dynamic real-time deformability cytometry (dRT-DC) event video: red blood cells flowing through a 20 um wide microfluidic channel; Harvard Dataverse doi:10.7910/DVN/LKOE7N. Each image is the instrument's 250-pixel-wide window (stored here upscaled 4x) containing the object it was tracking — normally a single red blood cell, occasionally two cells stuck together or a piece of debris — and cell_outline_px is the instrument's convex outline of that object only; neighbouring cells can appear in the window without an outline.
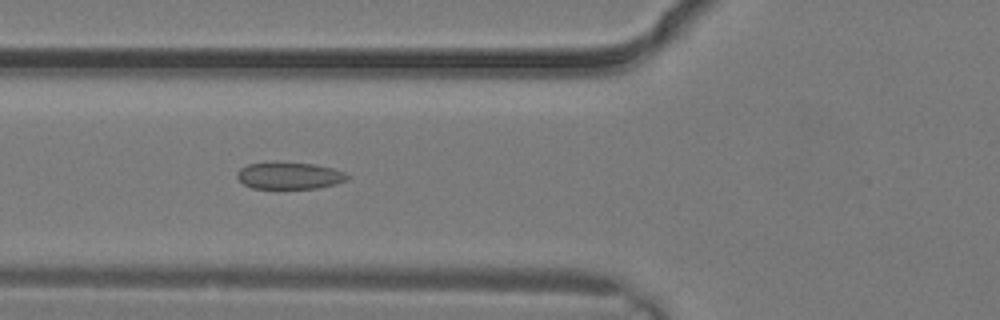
{"species": "common noctule bat (a hibernating species)", "species_latin": "Nyctalus noctula", "temperature_condition": "warm", "stored_images_in_passage": 3, "camera_frame_rate_fps": 3000, "um_per_image_px": 0.085, "animal": {"sex": "male", "body_mass_g": 19.2, "forearm_length_mm": 51.8}, "frame": {"image": 1, "passage_image": 3, "time_ms": 0.667, "image_size_px": [1000, 320], "cell_outline_px": [[352, 176], [348, 180], [336, 184], [316, 188], [252, 188], [244, 184], [236, 176], [236, 172], [240, 168], [248, 164], [276, 160], [316, 164], [332, 168], [344, 172]], "centroid_in_image_um": [24.6, 14.89], "position_along_channel_um": 101.2, "area_um2": 17.8}}